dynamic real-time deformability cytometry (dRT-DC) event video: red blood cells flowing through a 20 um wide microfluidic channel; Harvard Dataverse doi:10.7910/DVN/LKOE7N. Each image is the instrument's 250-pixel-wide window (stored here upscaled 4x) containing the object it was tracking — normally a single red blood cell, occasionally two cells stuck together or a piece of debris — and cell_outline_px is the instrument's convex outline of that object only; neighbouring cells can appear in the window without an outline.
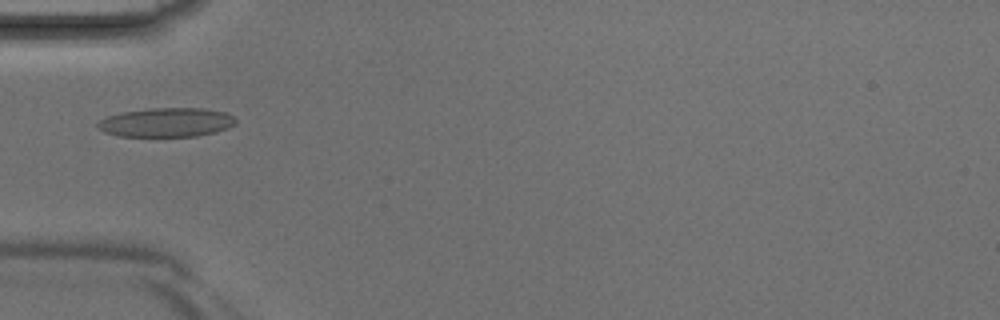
{"species": "Egyptian fruit bat (a non-hibernating species)", "species_latin": "Rousettus aegyptiacus", "temperature_condition": "room temperature", "stored_images_in_passage": 5, "camera_frame_rate_fps": 3000, "um_per_image_px": 0.085, "animal": {"sex": "male"}, "frame": {"image": 1, "passage_image": 4, "time_ms": 1.0, "image_size_px": [1000, 320], "cell_outline_px": [[236, 124], [228, 128], [216, 132], [196, 136], [120, 136], [104, 132], [96, 128], [96, 124], [100, 120], [108, 116], [124, 112], [152, 108], [200, 108], [224, 112], [232, 116], [236, 120]], "centroid_in_image_um": [14.14, 10.41], "position_along_channel_um": 70.9, "area_um2": 23.29}}